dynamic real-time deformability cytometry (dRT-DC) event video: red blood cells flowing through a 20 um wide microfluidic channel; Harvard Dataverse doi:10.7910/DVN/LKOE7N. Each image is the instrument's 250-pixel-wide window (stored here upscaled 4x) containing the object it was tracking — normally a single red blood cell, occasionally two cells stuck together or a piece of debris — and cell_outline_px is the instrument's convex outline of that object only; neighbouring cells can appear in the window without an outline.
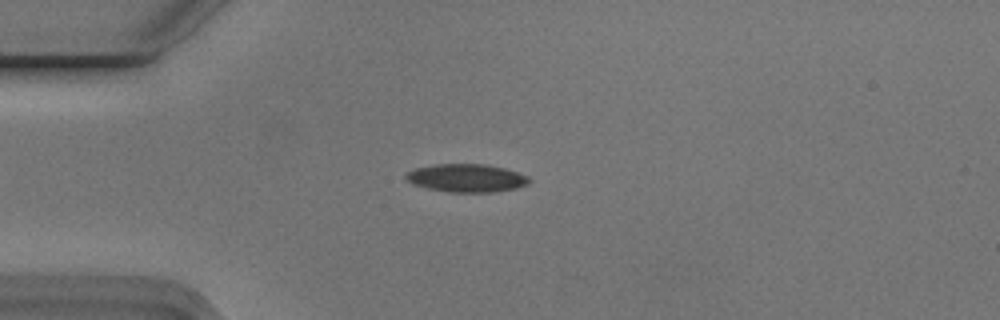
{"species": "Egyptian fruit bat (a non-hibernating species)", "species_latin": "Rousettus aegyptiacus", "temperature_condition": "cold", "stored_images_in_passage": 7, "camera_frame_rate_fps": 3000, "um_per_image_px": 0.085, "animal": {"sex": "male"}, "frame": {"image": 1, "passage_image": 4, "time_ms": 1.0, "image_size_px": [1000, 320], "cell_outline_px": [[532, 180], [528, 184], [516, 188], [492, 192], [448, 192], [428, 188], [412, 184], [404, 176], [408, 172], [416, 168], [436, 164], [488, 164], [504, 168], [528, 176]], "centroid_in_image_um": [39.67, 15.13], "position_along_channel_um": 45.3, "area_um2": 20.11}}
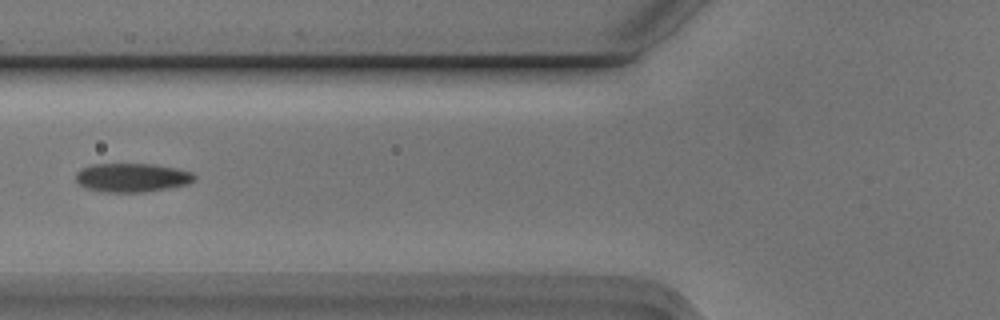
{"frame": {"image": 2, "passage_image": 6, "time_ms": 1.667, "image_size_px": [1000, 320], "cell_outline_px": [[196, 180], [188, 184], [168, 188], [144, 192], [104, 192], [84, 188], [76, 180], [76, 172], [92, 164], [152, 164], [176, 168], [192, 172], [196, 176]], "centroid_in_image_um": [11.24, 15.1], "position_along_channel_um": 114.6, "area_um2": 19.94}}
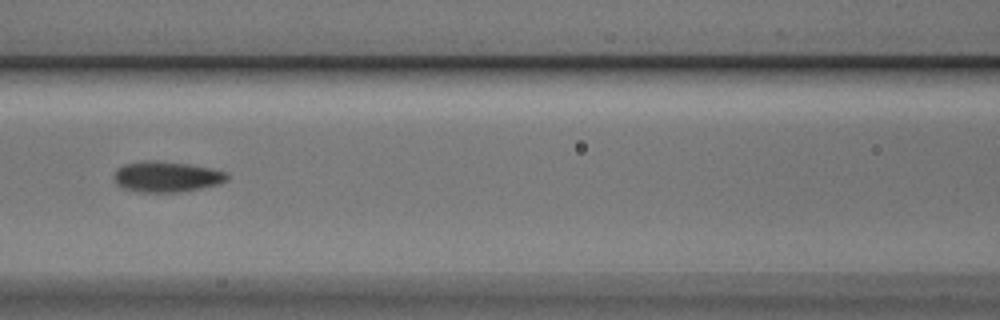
{"frame": {"image": 3, "passage_image": 7, "time_ms": 2.0, "image_size_px": [1000, 320], "cell_outline_px": [[228, 180], [220, 184], [180, 192], [136, 192], [120, 188], [116, 184], [112, 176], [116, 168], [124, 164], [144, 160], [156, 160], [188, 164], [212, 168], [228, 172]], "centroid_in_image_um": [14.12, 15.02], "position_along_channel_um": 152.5, "area_um2": 20.69}}